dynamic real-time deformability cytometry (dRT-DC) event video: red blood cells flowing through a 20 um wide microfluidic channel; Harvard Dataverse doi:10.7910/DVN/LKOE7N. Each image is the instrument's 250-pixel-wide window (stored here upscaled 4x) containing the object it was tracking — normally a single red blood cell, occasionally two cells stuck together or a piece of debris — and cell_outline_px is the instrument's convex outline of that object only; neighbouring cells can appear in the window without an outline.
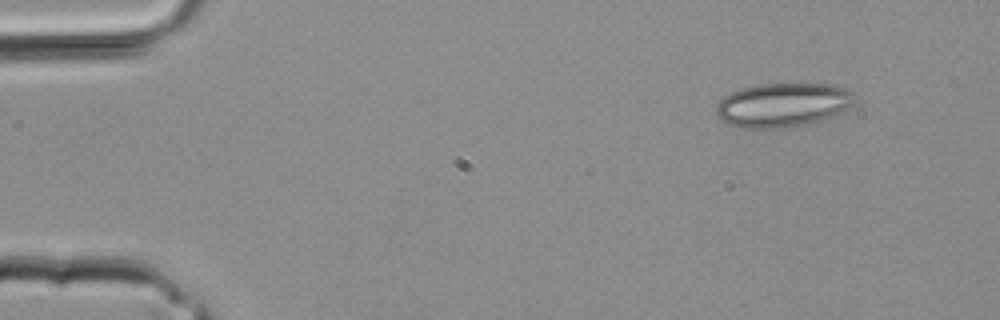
{"species": "common noctule bat (a hibernating species)", "species_latin": "Nyctalus noctula", "temperature_condition": "room temperature", "stored_images_in_passage": 3, "camera_frame_rate_fps": 3000, "um_per_image_px": 0.085, "animal": {"sex": "male", "body_mass_g": 20.4}, "frame": {"image": 1, "passage_image": 1, "time_ms": 0.0, "image_size_px": [1000, 320], "cell_outline_px": [[856, 100], [852, 104], [832, 116], [808, 124], [776, 128], [740, 128], [728, 124], [720, 120], [716, 112], [716, 108], [720, 100], [724, 96], [740, 88], [760, 84], [836, 84], [848, 88], [856, 96]], "centroid_in_image_um": [66.54, 8.91], "position_along_channel_um": 18.5, "area_um2": 35.6}}